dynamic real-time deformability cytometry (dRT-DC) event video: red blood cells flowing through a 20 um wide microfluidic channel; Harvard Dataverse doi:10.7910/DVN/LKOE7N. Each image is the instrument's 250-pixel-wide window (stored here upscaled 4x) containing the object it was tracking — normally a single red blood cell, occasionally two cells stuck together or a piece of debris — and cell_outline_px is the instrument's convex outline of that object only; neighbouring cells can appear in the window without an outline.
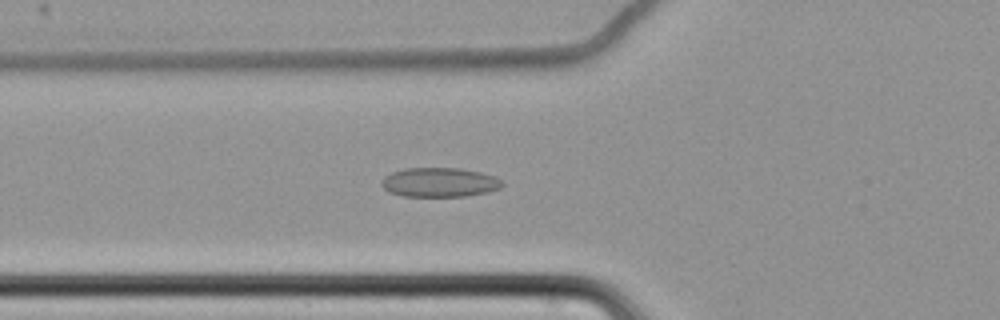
{"species": "common noctule bat (a hibernating species)", "species_latin": "Nyctalus noctula", "temperature_condition": "cold", "stored_images_in_passage": 50, "camera_frame_rate_fps": 3000, "um_per_image_px": 0.085, "animal": {"sex": "female", "body_mass_g": 22.7, "forearm_length_mm": 54.2}, "frame": {"image": 1, "passage_image": 13, "time_ms": 4.0, "image_size_px": [1000, 320], "cell_outline_px": [[504, 184], [500, 188], [488, 192], [464, 196], [404, 196], [388, 192], [380, 184], [384, 176], [392, 172], [404, 168], [460, 168], [480, 172], [492, 176], [500, 180]], "centroid_in_image_um": [37.32, 15.49], "position_along_channel_um": 88.5, "area_um2": 20.58}}
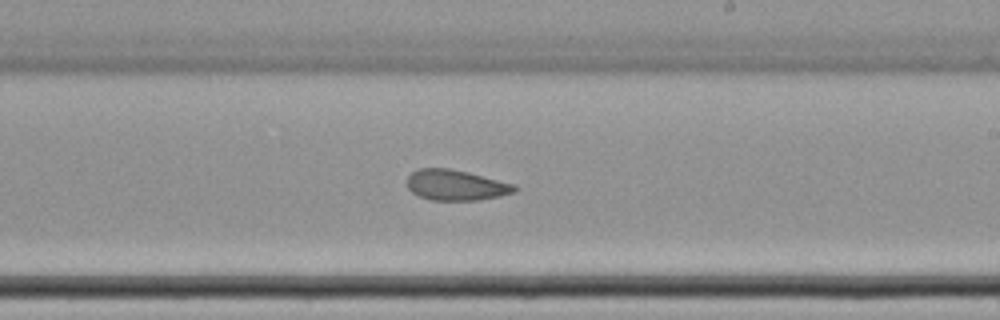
{"frame": {"image": 2, "passage_image": 27, "time_ms": 8.667, "image_size_px": [1000, 320], "cell_outline_px": [[520, 188], [516, 192], [500, 196], [476, 200], [432, 200], [420, 196], [412, 192], [408, 188], [408, 176], [412, 172], [420, 168], [448, 168], [468, 172], [516, 184]], "centroid_in_image_um": [38.81, 15.73], "position_along_channel_um": 250.2, "area_um2": 19.19}}
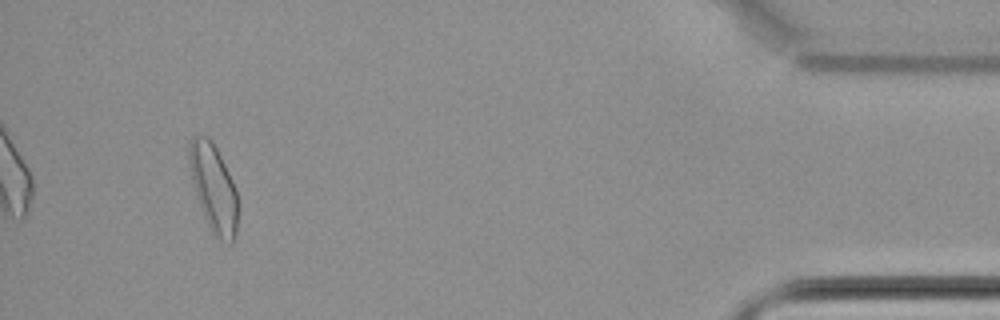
{"frame": {"image": 3, "passage_image": 47, "time_ms": 15.333, "image_size_px": [1000, 320], "cell_outline_px": [[240, 208], [236, 236], [232, 244], [228, 244], [220, 240], [212, 232], [204, 216], [196, 192], [188, 160], [188, 144], [192, 136], [208, 136], [212, 140], [236, 188]], "centroid_in_image_um": [18.2, 16.02], "position_along_channel_um": 417.0, "area_um2": 25.03}, "authors_computed_cell_mechanics": {"area_um2": 20.6346, "velocity_mm_per_s": 3.4717, "shape_relaxation_time_tau1_ms": null, "shape_relaxation_time_tau2_ms": 3.5404, "deformation_change_tau1": null, "deformation_change_tau2": 0.1013}}